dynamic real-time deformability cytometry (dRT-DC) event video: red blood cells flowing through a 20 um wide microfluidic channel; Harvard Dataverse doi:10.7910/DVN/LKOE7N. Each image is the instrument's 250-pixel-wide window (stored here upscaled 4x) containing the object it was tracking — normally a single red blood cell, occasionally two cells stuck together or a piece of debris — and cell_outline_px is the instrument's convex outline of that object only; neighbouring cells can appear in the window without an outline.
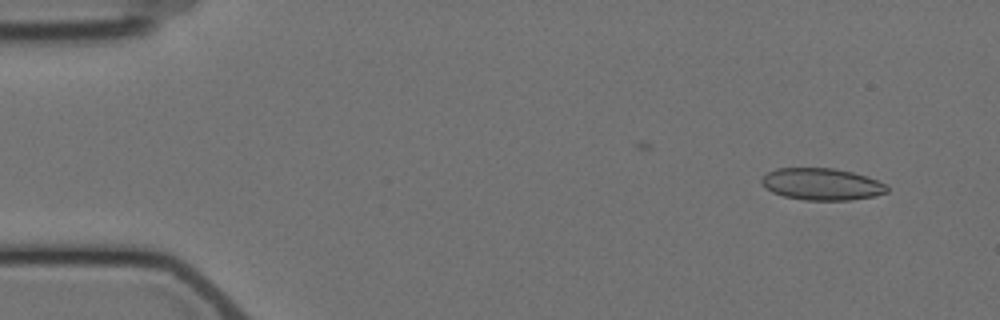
{"species": "Egyptian fruit bat (a non-hibernating species)", "species_latin": "Rousettus aegyptiacus", "temperature_condition": "cold", "stored_images_in_passage": 5, "camera_frame_rate_fps": 3000, "um_per_image_px": 0.085, "animal": {"sex": "female"}, "frame": {"image": 1, "passage_image": 2, "time_ms": 1.333, "image_size_px": [1000, 320], "cell_outline_px": [[888, 192], [876, 196], [848, 200], [804, 200], [784, 196], [772, 192], [764, 188], [760, 184], [760, 180], [768, 172], [776, 168], [832, 168], [852, 172], [868, 176], [884, 184], [888, 188]], "centroid_in_image_um": [69.82, 15.65], "position_along_channel_um": 15.2, "area_um2": 23.41}}
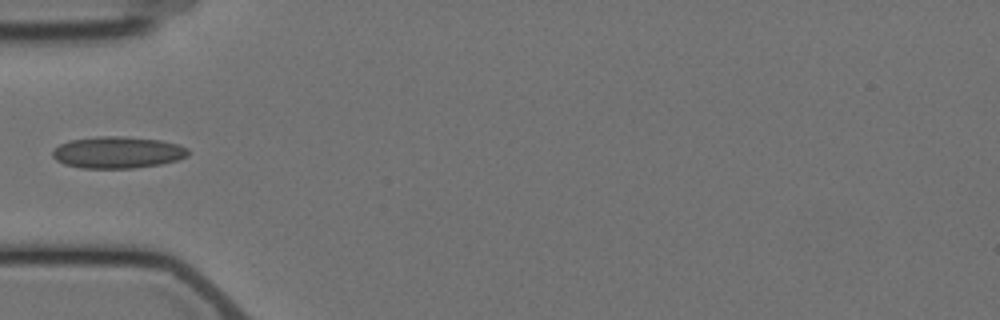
{"frame": {"image": 2, "passage_image": 5, "time_ms": 6.0, "image_size_px": [1000, 320], "cell_outline_px": [[188, 156], [176, 160], [160, 164], [132, 168], [80, 168], [64, 164], [56, 160], [52, 156], [52, 152], [60, 144], [68, 140], [96, 136], [124, 136], [160, 140], [180, 144], [188, 148]], "centroid_in_image_um": [9.99, 12.94], "position_along_channel_um": 75.0, "area_um2": 25.2}}